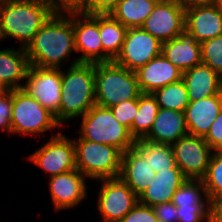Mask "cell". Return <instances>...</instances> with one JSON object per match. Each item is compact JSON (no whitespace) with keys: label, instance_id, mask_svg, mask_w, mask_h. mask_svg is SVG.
<instances>
[{"label":"cell","instance_id":"cell-18","mask_svg":"<svg viewBox=\"0 0 222 222\" xmlns=\"http://www.w3.org/2000/svg\"><path fill=\"white\" fill-rule=\"evenodd\" d=\"M222 110V94L189 102L184 110L188 133L205 137Z\"/></svg>","mask_w":222,"mask_h":222},{"label":"cell","instance_id":"cell-2","mask_svg":"<svg viewBox=\"0 0 222 222\" xmlns=\"http://www.w3.org/2000/svg\"><path fill=\"white\" fill-rule=\"evenodd\" d=\"M57 9L51 0H0V38H13L27 48Z\"/></svg>","mask_w":222,"mask_h":222},{"label":"cell","instance_id":"cell-31","mask_svg":"<svg viewBox=\"0 0 222 222\" xmlns=\"http://www.w3.org/2000/svg\"><path fill=\"white\" fill-rule=\"evenodd\" d=\"M202 181L210 201L222 194V151L213 152Z\"/></svg>","mask_w":222,"mask_h":222},{"label":"cell","instance_id":"cell-41","mask_svg":"<svg viewBox=\"0 0 222 222\" xmlns=\"http://www.w3.org/2000/svg\"><path fill=\"white\" fill-rule=\"evenodd\" d=\"M57 10L73 9L81 0H51Z\"/></svg>","mask_w":222,"mask_h":222},{"label":"cell","instance_id":"cell-3","mask_svg":"<svg viewBox=\"0 0 222 222\" xmlns=\"http://www.w3.org/2000/svg\"><path fill=\"white\" fill-rule=\"evenodd\" d=\"M95 64L74 59L67 72L61 68L60 125L84 116L95 104Z\"/></svg>","mask_w":222,"mask_h":222},{"label":"cell","instance_id":"cell-8","mask_svg":"<svg viewBox=\"0 0 222 222\" xmlns=\"http://www.w3.org/2000/svg\"><path fill=\"white\" fill-rule=\"evenodd\" d=\"M25 80L22 89L54 114L60 124L61 68L29 66Z\"/></svg>","mask_w":222,"mask_h":222},{"label":"cell","instance_id":"cell-12","mask_svg":"<svg viewBox=\"0 0 222 222\" xmlns=\"http://www.w3.org/2000/svg\"><path fill=\"white\" fill-rule=\"evenodd\" d=\"M171 147L176 165L188 179H202L205 176L214 151L204 137L188 134Z\"/></svg>","mask_w":222,"mask_h":222},{"label":"cell","instance_id":"cell-34","mask_svg":"<svg viewBox=\"0 0 222 222\" xmlns=\"http://www.w3.org/2000/svg\"><path fill=\"white\" fill-rule=\"evenodd\" d=\"M121 0H81L74 11L83 14H108Z\"/></svg>","mask_w":222,"mask_h":222},{"label":"cell","instance_id":"cell-29","mask_svg":"<svg viewBox=\"0 0 222 222\" xmlns=\"http://www.w3.org/2000/svg\"><path fill=\"white\" fill-rule=\"evenodd\" d=\"M171 202L177 208H192L194 205H210V200L202 179L186 180L173 195Z\"/></svg>","mask_w":222,"mask_h":222},{"label":"cell","instance_id":"cell-23","mask_svg":"<svg viewBox=\"0 0 222 222\" xmlns=\"http://www.w3.org/2000/svg\"><path fill=\"white\" fill-rule=\"evenodd\" d=\"M29 67L25 48L0 50V89H21ZM23 80V81H22Z\"/></svg>","mask_w":222,"mask_h":222},{"label":"cell","instance_id":"cell-24","mask_svg":"<svg viewBox=\"0 0 222 222\" xmlns=\"http://www.w3.org/2000/svg\"><path fill=\"white\" fill-rule=\"evenodd\" d=\"M161 53L182 72L202 63L200 42L186 33L163 42Z\"/></svg>","mask_w":222,"mask_h":222},{"label":"cell","instance_id":"cell-15","mask_svg":"<svg viewBox=\"0 0 222 222\" xmlns=\"http://www.w3.org/2000/svg\"><path fill=\"white\" fill-rule=\"evenodd\" d=\"M185 33L200 43L222 35V13L218 5L185 6Z\"/></svg>","mask_w":222,"mask_h":222},{"label":"cell","instance_id":"cell-30","mask_svg":"<svg viewBox=\"0 0 222 222\" xmlns=\"http://www.w3.org/2000/svg\"><path fill=\"white\" fill-rule=\"evenodd\" d=\"M159 108L183 111L189 104L187 89L183 80L170 83L152 93Z\"/></svg>","mask_w":222,"mask_h":222},{"label":"cell","instance_id":"cell-14","mask_svg":"<svg viewBox=\"0 0 222 222\" xmlns=\"http://www.w3.org/2000/svg\"><path fill=\"white\" fill-rule=\"evenodd\" d=\"M75 49L79 63H103V46L99 33V14H83L73 10Z\"/></svg>","mask_w":222,"mask_h":222},{"label":"cell","instance_id":"cell-17","mask_svg":"<svg viewBox=\"0 0 222 222\" xmlns=\"http://www.w3.org/2000/svg\"><path fill=\"white\" fill-rule=\"evenodd\" d=\"M141 93H153L157 89L182 79L183 72L162 53L135 71Z\"/></svg>","mask_w":222,"mask_h":222},{"label":"cell","instance_id":"cell-27","mask_svg":"<svg viewBox=\"0 0 222 222\" xmlns=\"http://www.w3.org/2000/svg\"><path fill=\"white\" fill-rule=\"evenodd\" d=\"M133 148L150 164L152 170L156 173L164 169L171 170L176 166L171 145L153 143L142 139L135 140Z\"/></svg>","mask_w":222,"mask_h":222},{"label":"cell","instance_id":"cell-21","mask_svg":"<svg viewBox=\"0 0 222 222\" xmlns=\"http://www.w3.org/2000/svg\"><path fill=\"white\" fill-rule=\"evenodd\" d=\"M189 102L222 94V77L209 66L199 64L182 74Z\"/></svg>","mask_w":222,"mask_h":222},{"label":"cell","instance_id":"cell-22","mask_svg":"<svg viewBox=\"0 0 222 222\" xmlns=\"http://www.w3.org/2000/svg\"><path fill=\"white\" fill-rule=\"evenodd\" d=\"M155 175L150 164L134 148L123 152L119 177L137 196L150 186Z\"/></svg>","mask_w":222,"mask_h":222},{"label":"cell","instance_id":"cell-42","mask_svg":"<svg viewBox=\"0 0 222 222\" xmlns=\"http://www.w3.org/2000/svg\"><path fill=\"white\" fill-rule=\"evenodd\" d=\"M185 6L193 4H216L217 0H180Z\"/></svg>","mask_w":222,"mask_h":222},{"label":"cell","instance_id":"cell-19","mask_svg":"<svg viewBox=\"0 0 222 222\" xmlns=\"http://www.w3.org/2000/svg\"><path fill=\"white\" fill-rule=\"evenodd\" d=\"M154 178L150 186L138 196V203L154 207L171 202L178 188L188 180L177 165L171 170H160Z\"/></svg>","mask_w":222,"mask_h":222},{"label":"cell","instance_id":"cell-26","mask_svg":"<svg viewBox=\"0 0 222 222\" xmlns=\"http://www.w3.org/2000/svg\"><path fill=\"white\" fill-rule=\"evenodd\" d=\"M157 0H121L109 13L126 28L141 27Z\"/></svg>","mask_w":222,"mask_h":222},{"label":"cell","instance_id":"cell-35","mask_svg":"<svg viewBox=\"0 0 222 222\" xmlns=\"http://www.w3.org/2000/svg\"><path fill=\"white\" fill-rule=\"evenodd\" d=\"M13 90L0 89V130L11 135L12 126Z\"/></svg>","mask_w":222,"mask_h":222},{"label":"cell","instance_id":"cell-16","mask_svg":"<svg viewBox=\"0 0 222 222\" xmlns=\"http://www.w3.org/2000/svg\"><path fill=\"white\" fill-rule=\"evenodd\" d=\"M86 179L77 169L50 177L48 186L54 210H71L87 199Z\"/></svg>","mask_w":222,"mask_h":222},{"label":"cell","instance_id":"cell-6","mask_svg":"<svg viewBox=\"0 0 222 222\" xmlns=\"http://www.w3.org/2000/svg\"><path fill=\"white\" fill-rule=\"evenodd\" d=\"M76 139L73 138L76 169L80 173L91 180L119 177L123 153L118 148L80 136Z\"/></svg>","mask_w":222,"mask_h":222},{"label":"cell","instance_id":"cell-1","mask_svg":"<svg viewBox=\"0 0 222 222\" xmlns=\"http://www.w3.org/2000/svg\"><path fill=\"white\" fill-rule=\"evenodd\" d=\"M73 52V9L56 10L26 48L29 66L40 68H63Z\"/></svg>","mask_w":222,"mask_h":222},{"label":"cell","instance_id":"cell-28","mask_svg":"<svg viewBox=\"0 0 222 222\" xmlns=\"http://www.w3.org/2000/svg\"><path fill=\"white\" fill-rule=\"evenodd\" d=\"M158 109V103L152 93L140 94L138 97V112L129 130L135 140H142L149 134Z\"/></svg>","mask_w":222,"mask_h":222},{"label":"cell","instance_id":"cell-20","mask_svg":"<svg viewBox=\"0 0 222 222\" xmlns=\"http://www.w3.org/2000/svg\"><path fill=\"white\" fill-rule=\"evenodd\" d=\"M188 134L183 111L159 108L152 129L143 140L172 145Z\"/></svg>","mask_w":222,"mask_h":222},{"label":"cell","instance_id":"cell-38","mask_svg":"<svg viewBox=\"0 0 222 222\" xmlns=\"http://www.w3.org/2000/svg\"><path fill=\"white\" fill-rule=\"evenodd\" d=\"M204 140L214 152L222 151V110L212 123Z\"/></svg>","mask_w":222,"mask_h":222},{"label":"cell","instance_id":"cell-11","mask_svg":"<svg viewBox=\"0 0 222 222\" xmlns=\"http://www.w3.org/2000/svg\"><path fill=\"white\" fill-rule=\"evenodd\" d=\"M141 28L160 42L185 33V5L180 0L158 1Z\"/></svg>","mask_w":222,"mask_h":222},{"label":"cell","instance_id":"cell-37","mask_svg":"<svg viewBox=\"0 0 222 222\" xmlns=\"http://www.w3.org/2000/svg\"><path fill=\"white\" fill-rule=\"evenodd\" d=\"M120 222H158L152 207L137 203Z\"/></svg>","mask_w":222,"mask_h":222},{"label":"cell","instance_id":"cell-10","mask_svg":"<svg viewBox=\"0 0 222 222\" xmlns=\"http://www.w3.org/2000/svg\"><path fill=\"white\" fill-rule=\"evenodd\" d=\"M98 181L102 183L97 197L100 222H120L138 203V196L120 177Z\"/></svg>","mask_w":222,"mask_h":222},{"label":"cell","instance_id":"cell-43","mask_svg":"<svg viewBox=\"0 0 222 222\" xmlns=\"http://www.w3.org/2000/svg\"><path fill=\"white\" fill-rule=\"evenodd\" d=\"M218 7L220 8V11L222 13V0H217V3Z\"/></svg>","mask_w":222,"mask_h":222},{"label":"cell","instance_id":"cell-25","mask_svg":"<svg viewBox=\"0 0 222 222\" xmlns=\"http://www.w3.org/2000/svg\"><path fill=\"white\" fill-rule=\"evenodd\" d=\"M128 28L109 13L99 14V33L103 46V62L115 60L120 54Z\"/></svg>","mask_w":222,"mask_h":222},{"label":"cell","instance_id":"cell-40","mask_svg":"<svg viewBox=\"0 0 222 222\" xmlns=\"http://www.w3.org/2000/svg\"><path fill=\"white\" fill-rule=\"evenodd\" d=\"M210 222H222V194L210 201Z\"/></svg>","mask_w":222,"mask_h":222},{"label":"cell","instance_id":"cell-36","mask_svg":"<svg viewBox=\"0 0 222 222\" xmlns=\"http://www.w3.org/2000/svg\"><path fill=\"white\" fill-rule=\"evenodd\" d=\"M210 205H194L192 208H177L178 222H210Z\"/></svg>","mask_w":222,"mask_h":222},{"label":"cell","instance_id":"cell-7","mask_svg":"<svg viewBox=\"0 0 222 222\" xmlns=\"http://www.w3.org/2000/svg\"><path fill=\"white\" fill-rule=\"evenodd\" d=\"M11 126V135L28 134L34 136H41L49 130L61 128L55 115L22 88L13 90Z\"/></svg>","mask_w":222,"mask_h":222},{"label":"cell","instance_id":"cell-39","mask_svg":"<svg viewBox=\"0 0 222 222\" xmlns=\"http://www.w3.org/2000/svg\"><path fill=\"white\" fill-rule=\"evenodd\" d=\"M152 208L158 222H178L177 207L172 202L162 203Z\"/></svg>","mask_w":222,"mask_h":222},{"label":"cell","instance_id":"cell-5","mask_svg":"<svg viewBox=\"0 0 222 222\" xmlns=\"http://www.w3.org/2000/svg\"><path fill=\"white\" fill-rule=\"evenodd\" d=\"M81 120L82 139L114 146L122 153L135 145L129 129L116 120L110 108L95 104Z\"/></svg>","mask_w":222,"mask_h":222},{"label":"cell","instance_id":"cell-33","mask_svg":"<svg viewBox=\"0 0 222 222\" xmlns=\"http://www.w3.org/2000/svg\"><path fill=\"white\" fill-rule=\"evenodd\" d=\"M110 109L116 120L130 130L138 112V99L122 101Z\"/></svg>","mask_w":222,"mask_h":222},{"label":"cell","instance_id":"cell-13","mask_svg":"<svg viewBox=\"0 0 222 222\" xmlns=\"http://www.w3.org/2000/svg\"><path fill=\"white\" fill-rule=\"evenodd\" d=\"M162 42L141 27L128 28L120 54L114 60L130 71H136L161 54Z\"/></svg>","mask_w":222,"mask_h":222},{"label":"cell","instance_id":"cell-32","mask_svg":"<svg viewBox=\"0 0 222 222\" xmlns=\"http://www.w3.org/2000/svg\"><path fill=\"white\" fill-rule=\"evenodd\" d=\"M202 64L222 77V35L200 43Z\"/></svg>","mask_w":222,"mask_h":222},{"label":"cell","instance_id":"cell-9","mask_svg":"<svg viewBox=\"0 0 222 222\" xmlns=\"http://www.w3.org/2000/svg\"><path fill=\"white\" fill-rule=\"evenodd\" d=\"M49 177L76 169L75 145L61 131L51 136L42 147L27 157Z\"/></svg>","mask_w":222,"mask_h":222},{"label":"cell","instance_id":"cell-4","mask_svg":"<svg viewBox=\"0 0 222 222\" xmlns=\"http://www.w3.org/2000/svg\"><path fill=\"white\" fill-rule=\"evenodd\" d=\"M94 93L97 105L110 108L138 99L141 91L135 72L112 60L95 64Z\"/></svg>","mask_w":222,"mask_h":222}]
</instances>
